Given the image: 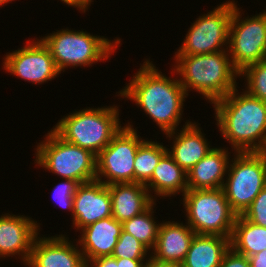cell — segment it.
<instances>
[{
    "mask_svg": "<svg viewBox=\"0 0 266 267\" xmlns=\"http://www.w3.org/2000/svg\"><path fill=\"white\" fill-rule=\"evenodd\" d=\"M130 82L116 96L132 100L143 109L164 134L177 130L181 123L185 98L188 97L178 78L167 77L145 59Z\"/></svg>",
    "mask_w": 266,
    "mask_h": 267,
    "instance_id": "obj_1",
    "label": "cell"
},
{
    "mask_svg": "<svg viewBox=\"0 0 266 267\" xmlns=\"http://www.w3.org/2000/svg\"><path fill=\"white\" fill-rule=\"evenodd\" d=\"M214 102L216 125L235 152H266V102L238 92Z\"/></svg>",
    "mask_w": 266,
    "mask_h": 267,
    "instance_id": "obj_2",
    "label": "cell"
},
{
    "mask_svg": "<svg viewBox=\"0 0 266 267\" xmlns=\"http://www.w3.org/2000/svg\"><path fill=\"white\" fill-rule=\"evenodd\" d=\"M172 71L179 75L184 91L195 90L213 104L237 87L239 72L232 65L228 50L216 53L174 56ZM182 77V78H181Z\"/></svg>",
    "mask_w": 266,
    "mask_h": 267,
    "instance_id": "obj_3",
    "label": "cell"
},
{
    "mask_svg": "<svg viewBox=\"0 0 266 267\" xmlns=\"http://www.w3.org/2000/svg\"><path fill=\"white\" fill-rule=\"evenodd\" d=\"M119 120L117 105L88 107L63 116L52 129L65 141L97 156L123 127Z\"/></svg>",
    "mask_w": 266,
    "mask_h": 267,
    "instance_id": "obj_4",
    "label": "cell"
},
{
    "mask_svg": "<svg viewBox=\"0 0 266 267\" xmlns=\"http://www.w3.org/2000/svg\"><path fill=\"white\" fill-rule=\"evenodd\" d=\"M104 37L91 35L82 29L74 31L63 28L40 39L49 48L61 73L68 67H92L93 63L109 59L118 49L121 39L118 37L111 41Z\"/></svg>",
    "mask_w": 266,
    "mask_h": 267,
    "instance_id": "obj_5",
    "label": "cell"
},
{
    "mask_svg": "<svg viewBox=\"0 0 266 267\" xmlns=\"http://www.w3.org/2000/svg\"><path fill=\"white\" fill-rule=\"evenodd\" d=\"M44 139L35 148L36 166L80 184L96 180L97 156L90 150L65 141L53 129Z\"/></svg>",
    "mask_w": 266,
    "mask_h": 267,
    "instance_id": "obj_6",
    "label": "cell"
},
{
    "mask_svg": "<svg viewBox=\"0 0 266 267\" xmlns=\"http://www.w3.org/2000/svg\"><path fill=\"white\" fill-rule=\"evenodd\" d=\"M182 204L186 223L195 234L231 238L237 214L231 209L223 188L187 190Z\"/></svg>",
    "mask_w": 266,
    "mask_h": 267,
    "instance_id": "obj_7",
    "label": "cell"
},
{
    "mask_svg": "<svg viewBox=\"0 0 266 267\" xmlns=\"http://www.w3.org/2000/svg\"><path fill=\"white\" fill-rule=\"evenodd\" d=\"M234 154L222 188L231 209L242 215L266 186V152Z\"/></svg>",
    "mask_w": 266,
    "mask_h": 267,
    "instance_id": "obj_8",
    "label": "cell"
},
{
    "mask_svg": "<svg viewBox=\"0 0 266 267\" xmlns=\"http://www.w3.org/2000/svg\"><path fill=\"white\" fill-rule=\"evenodd\" d=\"M235 1L228 0L199 16L174 56L216 53L228 49L229 30ZM226 46V48H224Z\"/></svg>",
    "mask_w": 266,
    "mask_h": 267,
    "instance_id": "obj_9",
    "label": "cell"
},
{
    "mask_svg": "<svg viewBox=\"0 0 266 267\" xmlns=\"http://www.w3.org/2000/svg\"><path fill=\"white\" fill-rule=\"evenodd\" d=\"M239 9L235 2L227 50L232 65L241 72L245 67L266 59V9L245 18Z\"/></svg>",
    "mask_w": 266,
    "mask_h": 267,
    "instance_id": "obj_10",
    "label": "cell"
},
{
    "mask_svg": "<svg viewBox=\"0 0 266 267\" xmlns=\"http://www.w3.org/2000/svg\"><path fill=\"white\" fill-rule=\"evenodd\" d=\"M144 141L133 125L126 123L97 155L96 180L105 185L133 183L136 152Z\"/></svg>",
    "mask_w": 266,
    "mask_h": 267,
    "instance_id": "obj_11",
    "label": "cell"
},
{
    "mask_svg": "<svg viewBox=\"0 0 266 267\" xmlns=\"http://www.w3.org/2000/svg\"><path fill=\"white\" fill-rule=\"evenodd\" d=\"M3 61V70L32 84L46 83L61 74L49 48L37 38L27 41L21 49L6 53Z\"/></svg>",
    "mask_w": 266,
    "mask_h": 267,
    "instance_id": "obj_12",
    "label": "cell"
},
{
    "mask_svg": "<svg viewBox=\"0 0 266 267\" xmlns=\"http://www.w3.org/2000/svg\"><path fill=\"white\" fill-rule=\"evenodd\" d=\"M40 229L39 223L28 216L9 213L0 215V259L19 255L18 259H22L26 267Z\"/></svg>",
    "mask_w": 266,
    "mask_h": 267,
    "instance_id": "obj_13",
    "label": "cell"
},
{
    "mask_svg": "<svg viewBox=\"0 0 266 267\" xmlns=\"http://www.w3.org/2000/svg\"><path fill=\"white\" fill-rule=\"evenodd\" d=\"M45 236V237H44ZM76 246V247H75ZM27 267H87L78 243L73 244L67 235H37Z\"/></svg>",
    "mask_w": 266,
    "mask_h": 267,
    "instance_id": "obj_14",
    "label": "cell"
},
{
    "mask_svg": "<svg viewBox=\"0 0 266 267\" xmlns=\"http://www.w3.org/2000/svg\"><path fill=\"white\" fill-rule=\"evenodd\" d=\"M112 216L108 185L94 180L78 186L73 198V227L80 231L86 226Z\"/></svg>",
    "mask_w": 266,
    "mask_h": 267,
    "instance_id": "obj_15",
    "label": "cell"
},
{
    "mask_svg": "<svg viewBox=\"0 0 266 267\" xmlns=\"http://www.w3.org/2000/svg\"><path fill=\"white\" fill-rule=\"evenodd\" d=\"M179 129L167 133L166 138L173 139V146L168 148V153L174 161L185 171L188 172L202 158H204L213 148L205 138L201 127L196 122L187 120L185 125Z\"/></svg>",
    "mask_w": 266,
    "mask_h": 267,
    "instance_id": "obj_16",
    "label": "cell"
},
{
    "mask_svg": "<svg viewBox=\"0 0 266 267\" xmlns=\"http://www.w3.org/2000/svg\"><path fill=\"white\" fill-rule=\"evenodd\" d=\"M122 230V223L112 216L81 229V237L76 242L86 263L95 258L112 256Z\"/></svg>",
    "mask_w": 266,
    "mask_h": 267,
    "instance_id": "obj_17",
    "label": "cell"
},
{
    "mask_svg": "<svg viewBox=\"0 0 266 267\" xmlns=\"http://www.w3.org/2000/svg\"><path fill=\"white\" fill-rule=\"evenodd\" d=\"M185 224L171 220L160 223L156 244L150 256L158 261L181 265L195 235L190 226Z\"/></svg>",
    "mask_w": 266,
    "mask_h": 267,
    "instance_id": "obj_18",
    "label": "cell"
},
{
    "mask_svg": "<svg viewBox=\"0 0 266 267\" xmlns=\"http://www.w3.org/2000/svg\"><path fill=\"white\" fill-rule=\"evenodd\" d=\"M229 154L228 147H213L204 158L187 172L188 190L222 188L231 160Z\"/></svg>",
    "mask_w": 266,
    "mask_h": 267,
    "instance_id": "obj_19",
    "label": "cell"
},
{
    "mask_svg": "<svg viewBox=\"0 0 266 267\" xmlns=\"http://www.w3.org/2000/svg\"><path fill=\"white\" fill-rule=\"evenodd\" d=\"M108 188L112 217L121 223L139 215L154 202L144 184L114 183Z\"/></svg>",
    "mask_w": 266,
    "mask_h": 267,
    "instance_id": "obj_20",
    "label": "cell"
},
{
    "mask_svg": "<svg viewBox=\"0 0 266 267\" xmlns=\"http://www.w3.org/2000/svg\"><path fill=\"white\" fill-rule=\"evenodd\" d=\"M151 198L156 201V197H171L178 193L183 194L188 190L187 172H185L166 152L155 169L153 170L151 179L145 184ZM155 192L154 197L150 192ZM156 194V195H155ZM156 196V197H155ZM155 198V199H154Z\"/></svg>",
    "mask_w": 266,
    "mask_h": 267,
    "instance_id": "obj_21",
    "label": "cell"
},
{
    "mask_svg": "<svg viewBox=\"0 0 266 267\" xmlns=\"http://www.w3.org/2000/svg\"><path fill=\"white\" fill-rule=\"evenodd\" d=\"M230 249V238L219 235L195 234L180 267H220Z\"/></svg>",
    "mask_w": 266,
    "mask_h": 267,
    "instance_id": "obj_22",
    "label": "cell"
},
{
    "mask_svg": "<svg viewBox=\"0 0 266 267\" xmlns=\"http://www.w3.org/2000/svg\"><path fill=\"white\" fill-rule=\"evenodd\" d=\"M230 247L238 254L253 256L266 250V228L237 215L230 238Z\"/></svg>",
    "mask_w": 266,
    "mask_h": 267,
    "instance_id": "obj_23",
    "label": "cell"
},
{
    "mask_svg": "<svg viewBox=\"0 0 266 267\" xmlns=\"http://www.w3.org/2000/svg\"><path fill=\"white\" fill-rule=\"evenodd\" d=\"M156 201H154L145 211L128 219L122 223L123 230L131 234L149 251L153 250L160 223H156L154 218V209Z\"/></svg>",
    "mask_w": 266,
    "mask_h": 267,
    "instance_id": "obj_24",
    "label": "cell"
},
{
    "mask_svg": "<svg viewBox=\"0 0 266 267\" xmlns=\"http://www.w3.org/2000/svg\"><path fill=\"white\" fill-rule=\"evenodd\" d=\"M168 148L159 142L145 140L136 152L134 160V182L146 184L152 177L153 170Z\"/></svg>",
    "mask_w": 266,
    "mask_h": 267,
    "instance_id": "obj_25",
    "label": "cell"
},
{
    "mask_svg": "<svg viewBox=\"0 0 266 267\" xmlns=\"http://www.w3.org/2000/svg\"><path fill=\"white\" fill-rule=\"evenodd\" d=\"M240 76L245 77V91L251 96L266 102V59L245 67Z\"/></svg>",
    "mask_w": 266,
    "mask_h": 267,
    "instance_id": "obj_26",
    "label": "cell"
},
{
    "mask_svg": "<svg viewBox=\"0 0 266 267\" xmlns=\"http://www.w3.org/2000/svg\"><path fill=\"white\" fill-rule=\"evenodd\" d=\"M150 251L131 234L122 230L112 254L115 258L148 260ZM148 255V257H147Z\"/></svg>",
    "mask_w": 266,
    "mask_h": 267,
    "instance_id": "obj_27",
    "label": "cell"
},
{
    "mask_svg": "<svg viewBox=\"0 0 266 267\" xmlns=\"http://www.w3.org/2000/svg\"><path fill=\"white\" fill-rule=\"evenodd\" d=\"M64 181V182H62ZM60 184L55 185L53 188V199L61 208L71 211L73 213V198L77 191L79 182L70 179L62 180Z\"/></svg>",
    "mask_w": 266,
    "mask_h": 267,
    "instance_id": "obj_28",
    "label": "cell"
},
{
    "mask_svg": "<svg viewBox=\"0 0 266 267\" xmlns=\"http://www.w3.org/2000/svg\"><path fill=\"white\" fill-rule=\"evenodd\" d=\"M242 216L253 224L266 228V186L255 197Z\"/></svg>",
    "mask_w": 266,
    "mask_h": 267,
    "instance_id": "obj_29",
    "label": "cell"
},
{
    "mask_svg": "<svg viewBox=\"0 0 266 267\" xmlns=\"http://www.w3.org/2000/svg\"><path fill=\"white\" fill-rule=\"evenodd\" d=\"M220 267H251L248 257L238 254L231 247L223 256Z\"/></svg>",
    "mask_w": 266,
    "mask_h": 267,
    "instance_id": "obj_30",
    "label": "cell"
},
{
    "mask_svg": "<svg viewBox=\"0 0 266 267\" xmlns=\"http://www.w3.org/2000/svg\"><path fill=\"white\" fill-rule=\"evenodd\" d=\"M87 267H119L116 258L113 256H104L90 260Z\"/></svg>",
    "mask_w": 266,
    "mask_h": 267,
    "instance_id": "obj_31",
    "label": "cell"
},
{
    "mask_svg": "<svg viewBox=\"0 0 266 267\" xmlns=\"http://www.w3.org/2000/svg\"><path fill=\"white\" fill-rule=\"evenodd\" d=\"M64 4L68 6H72L77 8L79 11L81 10L82 13H85L89 6L91 5V2H94L93 0H60Z\"/></svg>",
    "mask_w": 266,
    "mask_h": 267,
    "instance_id": "obj_32",
    "label": "cell"
},
{
    "mask_svg": "<svg viewBox=\"0 0 266 267\" xmlns=\"http://www.w3.org/2000/svg\"><path fill=\"white\" fill-rule=\"evenodd\" d=\"M251 267H266V250L248 257Z\"/></svg>",
    "mask_w": 266,
    "mask_h": 267,
    "instance_id": "obj_33",
    "label": "cell"
},
{
    "mask_svg": "<svg viewBox=\"0 0 266 267\" xmlns=\"http://www.w3.org/2000/svg\"><path fill=\"white\" fill-rule=\"evenodd\" d=\"M119 267H143L147 260L116 258Z\"/></svg>",
    "mask_w": 266,
    "mask_h": 267,
    "instance_id": "obj_34",
    "label": "cell"
},
{
    "mask_svg": "<svg viewBox=\"0 0 266 267\" xmlns=\"http://www.w3.org/2000/svg\"><path fill=\"white\" fill-rule=\"evenodd\" d=\"M143 267H180V264L174 262L158 261L150 256V258L145 262Z\"/></svg>",
    "mask_w": 266,
    "mask_h": 267,
    "instance_id": "obj_35",
    "label": "cell"
},
{
    "mask_svg": "<svg viewBox=\"0 0 266 267\" xmlns=\"http://www.w3.org/2000/svg\"><path fill=\"white\" fill-rule=\"evenodd\" d=\"M14 0H0V6H3L4 4L6 5L9 2H12Z\"/></svg>",
    "mask_w": 266,
    "mask_h": 267,
    "instance_id": "obj_36",
    "label": "cell"
}]
</instances>
